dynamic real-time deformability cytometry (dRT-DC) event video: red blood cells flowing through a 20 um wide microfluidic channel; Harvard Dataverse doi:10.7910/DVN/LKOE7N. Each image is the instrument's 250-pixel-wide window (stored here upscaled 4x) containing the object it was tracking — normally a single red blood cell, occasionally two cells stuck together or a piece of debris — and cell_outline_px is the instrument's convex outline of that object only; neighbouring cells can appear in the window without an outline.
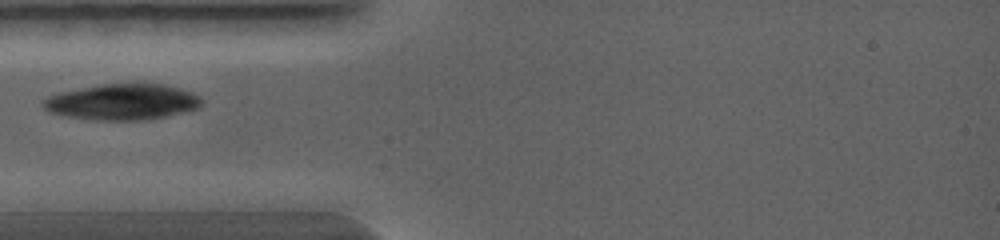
{"species": "common noctule bat (a hibernating species)", "species_latin": "Nyctalus noctula", "temperature_condition": "warm", "stored_images_in_passage": 4, "camera_frame_rate_fps": 5000, "um_per_image_px": 0.085, "animal": {"sex": "female", "body_mass_g": 19.0, "forearm_length_mm": 56.7}, "frame": {"image": 1, "passage_image": 2, "time_ms": 0.4, "image_size_px": [1000, 240], "cell_outline_px": [[204, 104], [200, 108], [188, 112], [148, 120], [96, 120], [68, 116], [48, 112], [40, 104], [40, 100], [48, 96], [60, 92], [100, 84], [132, 80], [136, 80], [164, 84], [180, 88], [192, 92], [200, 96], [204, 100]], "centroid_in_image_um": [10.47, 8.62], "position_along_channel_um": 74.5, "area_um2": 34.68}}